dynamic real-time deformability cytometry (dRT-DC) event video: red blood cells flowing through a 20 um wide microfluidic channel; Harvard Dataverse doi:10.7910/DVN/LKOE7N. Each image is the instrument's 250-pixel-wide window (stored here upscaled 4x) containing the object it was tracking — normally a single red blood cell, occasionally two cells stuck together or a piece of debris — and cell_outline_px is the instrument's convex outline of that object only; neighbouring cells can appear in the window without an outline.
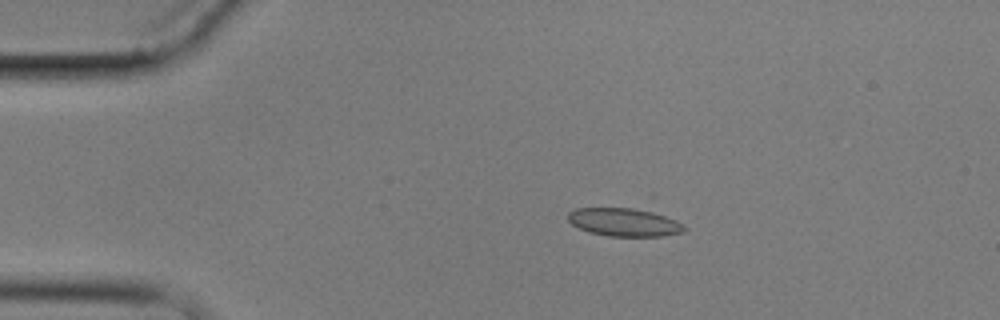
{"species": "common noctule bat (a hibernating species)", "species_latin": "Nyctalus noctula", "temperature_condition": "cold", "stored_images_in_passage": 7, "camera_frame_rate_fps": 3000, "um_per_image_px": 0.085, "animal": {"sex": "male", "body_mass_g": 17.9}, "frame": {"image": 1, "passage_image": 2, "time_ms": 1.333, "image_size_px": [1000, 320], "cell_outline_px": [[688, 228], [684, 232], [660, 236], [608, 236], [588, 232], [572, 224], [568, 220], [568, 212], [576, 208], [644, 208], [676, 220]], "centroid_in_image_um": [53.08, 18.88], "position_along_channel_um": 31.9, "area_um2": 19.25}}
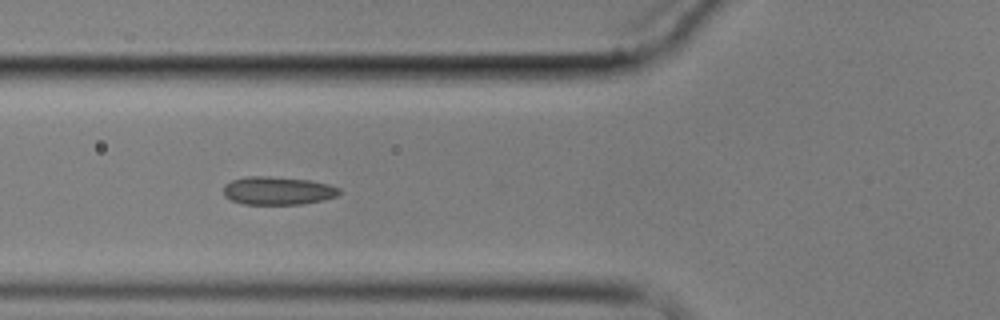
{"frame": {"image": 2, "passage_image": 5, "time_ms": 4.667, "image_size_px": [1000, 320], "cell_outline_px": [[340, 192], [336, 196], [320, 200], [300, 204], [244, 204], [232, 200], [224, 196], [224, 184], [232, 180], [248, 176], [268, 176], [312, 180], [328, 184], [340, 188]], "centroid_in_image_um": [23.59, 16.2], "position_along_channel_um": 102.2, "area_um2": 18.9}}
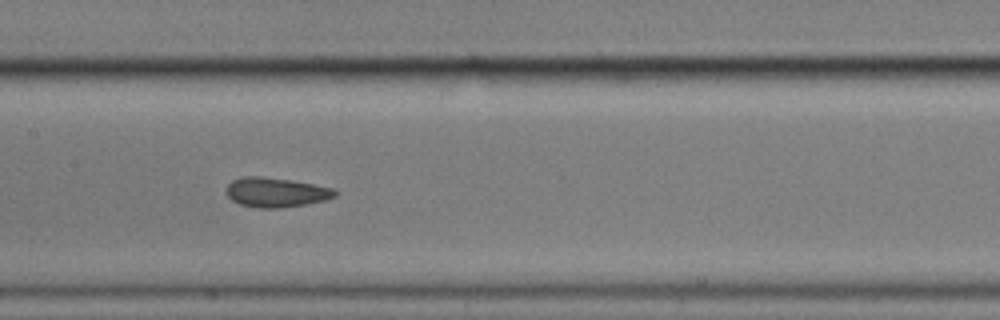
{"frame": {"image": 3, "passage_image": 7, "time_ms": 7.0, "image_size_px": [1000, 320], "cell_outline_px": [[336, 196], [328, 200], [280, 208], [260, 208], [240, 204], [232, 200], [228, 196], [228, 184], [232, 180], [240, 176], [260, 176], [288, 180], [312, 184], [332, 188], [336, 192]], "centroid_in_image_um": [23.45, 16.35], "position_along_channel_um": 184.0, "area_um2": 18.5}}